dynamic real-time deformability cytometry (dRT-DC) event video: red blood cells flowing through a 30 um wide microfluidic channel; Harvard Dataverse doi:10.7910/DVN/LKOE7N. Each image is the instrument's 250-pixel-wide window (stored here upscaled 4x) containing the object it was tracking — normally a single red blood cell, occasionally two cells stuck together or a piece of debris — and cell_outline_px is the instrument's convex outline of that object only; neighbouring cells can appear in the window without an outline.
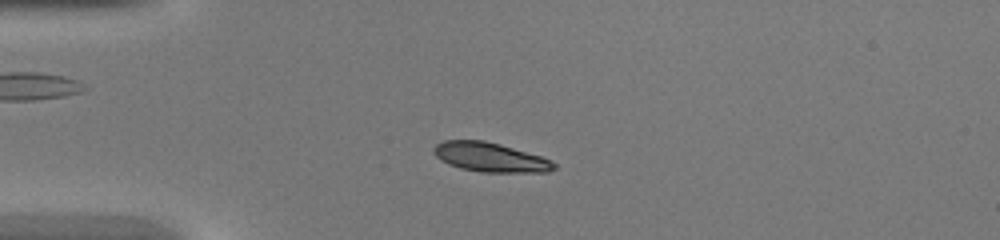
{"species": "common noctule bat (a hibernating species)", "species_latin": "Nyctalus noctula", "temperature_condition": "warm", "stored_images_in_passage": 43, "camera_frame_rate_fps": 3000, "um_per_image_px": 0.085, "animal": {"sex": "female", "body_mass_g": 20.0, "forearm_length_mm": 54.0}, "frame": {"image": 1, "passage_image": 10, "time_ms": 3.0, "image_size_px": [1000, 240], "cell_outline_px": [[556, 168], [548, 172], [480, 172], [460, 168], [448, 164], [440, 160], [432, 152], [432, 148], [436, 144], [444, 140], [484, 140], [500, 144], [540, 156], [556, 164]], "centroid_in_image_um": [41.61, 13.36], "position_along_channel_um": 43.4, "area_um2": 20.52}}
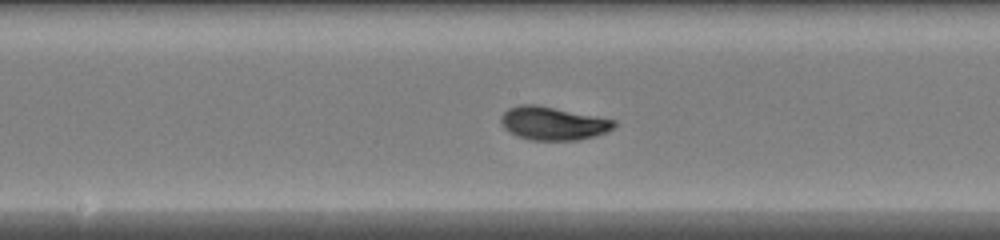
{"frame": {"image": 2, "passage_image": 22, "time_ms": 7.0, "image_size_px": [1000, 240], "cell_outline_px": [[616, 124], [608, 132], [596, 136], [580, 140], [532, 140], [516, 136], [508, 132], [504, 128], [500, 120], [500, 116], [508, 108], [520, 104], [536, 104], [616, 120]], "centroid_in_image_um": [46.99, 10.49], "position_along_channel_um": 201.2, "area_um2": 22.14}}
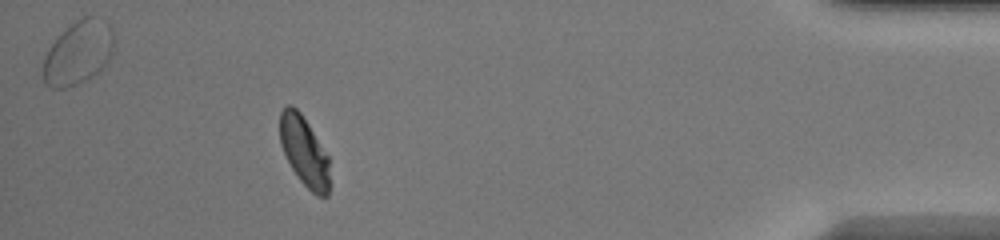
{"frame": {"image": 3, "passage_image": 39, "time_ms": 12.667, "image_size_px": [1000, 240], "cell_outline_px": [[328, 196], [316, 196], [300, 180], [292, 168], [280, 144], [280, 112], [288, 104], [292, 104], [300, 112], [308, 124], [328, 156]], "centroid_in_image_um": [25.84, 12.84], "position_along_channel_um": 409.4, "area_um2": 19.77}}